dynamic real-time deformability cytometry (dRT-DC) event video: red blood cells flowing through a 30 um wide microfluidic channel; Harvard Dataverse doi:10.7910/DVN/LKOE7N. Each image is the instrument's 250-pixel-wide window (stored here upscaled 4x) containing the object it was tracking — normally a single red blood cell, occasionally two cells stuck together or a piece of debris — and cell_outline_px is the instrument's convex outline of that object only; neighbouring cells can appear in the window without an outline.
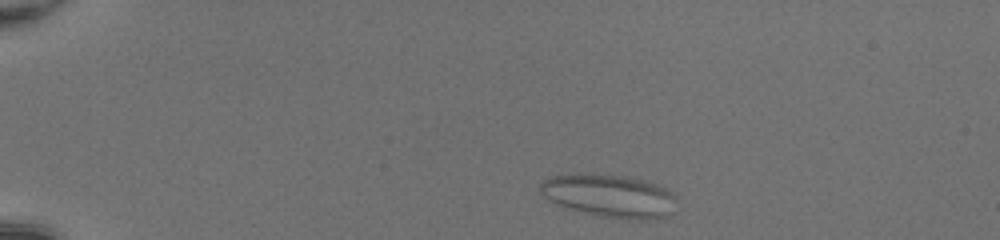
{"species": "common noctule bat (a hibernating species)", "species_latin": "Nyctalus noctula", "temperature_condition": "room temperature", "stored_images_in_passage": 43, "camera_frame_rate_fps": 3000, "um_per_image_px": 0.085, "animal": {"sex": "female", "body_mass_g": 20.0, "forearm_length_mm": 54.0}, "frame": {"image": 1, "passage_image": 2, "time_ms": 0.333, "image_size_px": [1000, 240], "cell_outline_px": [[676, 212], [664, 216], [648, 220], [624, 220], [600, 216], [572, 208], [560, 204], [544, 196], [540, 192], [540, 184], [544, 180], [552, 176], [624, 176], [644, 180], [668, 188], [676, 196]], "centroid_in_image_um": [51.96, 16.69], "position_along_channel_um": 33.0, "area_um2": 33.35}}
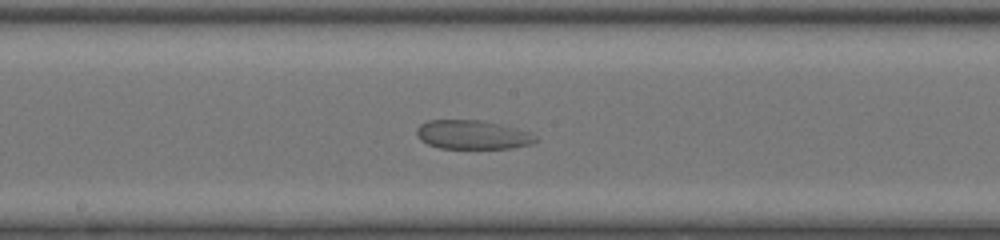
{"frame": {"image": 2, "passage_image": 21, "time_ms": 6.667, "image_size_px": [1000, 240], "cell_outline_px": [[540, 140], [532, 144], [512, 148], [440, 148], [428, 144], [420, 140], [416, 132], [416, 128], [420, 124], [428, 120], [484, 120], [532, 132]], "centroid_in_image_um": [40.2, 11.45], "position_along_channel_um": 208.0, "area_um2": 20.29}}
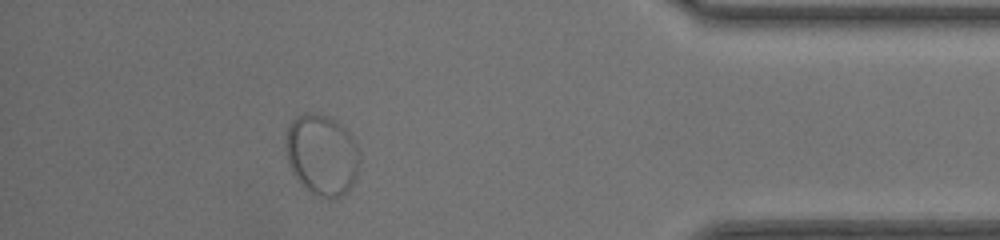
{"frame": {"image": 3, "passage_image": 38, "time_ms": 12.333, "image_size_px": [1000, 240], "cell_outline_px": [[360, 164], [356, 176], [348, 192], [332, 200], [328, 200], [304, 188], [300, 184], [292, 172], [288, 164], [284, 144], [288, 128], [292, 120], [296, 116], [304, 112], [312, 112], [332, 116], [352, 136], [360, 152]], "centroid_in_image_um": [27.36, 13.15], "position_along_channel_um": 407.8, "area_um2": 35.6}}